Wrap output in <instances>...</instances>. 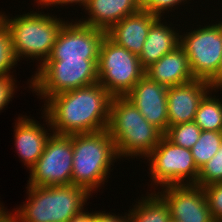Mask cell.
I'll list each match as a JSON object with an SVG mask.
<instances>
[{"mask_svg":"<svg viewBox=\"0 0 222 222\" xmlns=\"http://www.w3.org/2000/svg\"><path fill=\"white\" fill-rule=\"evenodd\" d=\"M4 207L0 209V222H11V213H8V211L3 210Z\"/></svg>","mask_w":222,"mask_h":222,"instance_id":"obj_33","label":"cell"},{"mask_svg":"<svg viewBox=\"0 0 222 222\" xmlns=\"http://www.w3.org/2000/svg\"><path fill=\"white\" fill-rule=\"evenodd\" d=\"M163 24L158 17L151 25L139 60L144 69L180 45V34Z\"/></svg>","mask_w":222,"mask_h":222,"instance_id":"obj_19","label":"cell"},{"mask_svg":"<svg viewBox=\"0 0 222 222\" xmlns=\"http://www.w3.org/2000/svg\"><path fill=\"white\" fill-rule=\"evenodd\" d=\"M147 158L150 161L151 179L155 185L163 188L170 185L196 184L199 169L190 149L177 146L163 136Z\"/></svg>","mask_w":222,"mask_h":222,"instance_id":"obj_8","label":"cell"},{"mask_svg":"<svg viewBox=\"0 0 222 222\" xmlns=\"http://www.w3.org/2000/svg\"><path fill=\"white\" fill-rule=\"evenodd\" d=\"M94 222H130L128 215L126 216H116V214L113 213H103L102 212H95L94 213Z\"/></svg>","mask_w":222,"mask_h":222,"instance_id":"obj_29","label":"cell"},{"mask_svg":"<svg viewBox=\"0 0 222 222\" xmlns=\"http://www.w3.org/2000/svg\"><path fill=\"white\" fill-rule=\"evenodd\" d=\"M201 131L194 121H190L168 127L164 136L177 146L191 149L200 138Z\"/></svg>","mask_w":222,"mask_h":222,"instance_id":"obj_23","label":"cell"},{"mask_svg":"<svg viewBox=\"0 0 222 222\" xmlns=\"http://www.w3.org/2000/svg\"><path fill=\"white\" fill-rule=\"evenodd\" d=\"M14 81L12 76L0 77V111L8 105L15 93Z\"/></svg>","mask_w":222,"mask_h":222,"instance_id":"obj_28","label":"cell"},{"mask_svg":"<svg viewBox=\"0 0 222 222\" xmlns=\"http://www.w3.org/2000/svg\"><path fill=\"white\" fill-rule=\"evenodd\" d=\"M73 135L51 134L38 161L30 168L28 186L72 184Z\"/></svg>","mask_w":222,"mask_h":222,"instance_id":"obj_9","label":"cell"},{"mask_svg":"<svg viewBox=\"0 0 222 222\" xmlns=\"http://www.w3.org/2000/svg\"><path fill=\"white\" fill-rule=\"evenodd\" d=\"M98 59L46 60L30 80V87L45 101L62 92L98 82Z\"/></svg>","mask_w":222,"mask_h":222,"instance_id":"obj_6","label":"cell"},{"mask_svg":"<svg viewBox=\"0 0 222 222\" xmlns=\"http://www.w3.org/2000/svg\"><path fill=\"white\" fill-rule=\"evenodd\" d=\"M124 97L150 124L155 125L163 133L167 131V87L144 75Z\"/></svg>","mask_w":222,"mask_h":222,"instance_id":"obj_13","label":"cell"},{"mask_svg":"<svg viewBox=\"0 0 222 222\" xmlns=\"http://www.w3.org/2000/svg\"><path fill=\"white\" fill-rule=\"evenodd\" d=\"M115 159H119V156L107 129L74 134L72 184L91 194L107 180Z\"/></svg>","mask_w":222,"mask_h":222,"instance_id":"obj_4","label":"cell"},{"mask_svg":"<svg viewBox=\"0 0 222 222\" xmlns=\"http://www.w3.org/2000/svg\"><path fill=\"white\" fill-rule=\"evenodd\" d=\"M142 197L135 208L126 214L130 222H168L170 211L166 202L157 194L151 193Z\"/></svg>","mask_w":222,"mask_h":222,"instance_id":"obj_20","label":"cell"},{"mask_svg":"<svg viewBox=\"0 0 222 222\" xmlns=\"http://www.w3.org/2000/svg\"><path fill=\"white\" fill-rule=\"evenodd\" d=\"M36 1H38V5H42L41 6V8L43 7V6H51V5H63V4H65V5H70V4H73V3H75V4H79V5H81V6H83V7H85L86 5H87V2L89 1V0H36Z\"/></svg>","mask_w":222,"mask_h":222,"instance_id":"obj_30","label":"cell"},{"mask_svg":"<svg viewBox=\"0 0 222 222\" xmlns=\"http://www.w3.org/2000/svg\"><path fill=\"white\" fill-rule=\"evenodd\" d=\"M180 46L189 59L194 78L209 82L222 60V21L180 35Z\"/></svg>","mask_w":222,"mask_h":222,"instance_id":"obj_10","label":"cell"},{"mask_svg":"<svg viewBox=\"0 0 222 222\" xmlns=\"http://www.w3.org/2000/svg\"><path fill=\"white\" fill-rule=\"evenodd\" d=\"M106 31L68 21L61 28L47 60L98 59Z\"/></svg>","mask_w":222,"mask_h":222,"instance_id":"obj_11","label":"cell"},{"mask_svg":"<svg viewBox=\"0 0 222 222\" xmlns=\"http://www.w3.org/2000/svg\"><path fill=\"white\" fill-rule=\"evenodd\" d=\"M67 222H94V212L87 213L82 211L79 214L74 215Z\"/></svg>","mask_w":222,"mask_h":222,"instance_id":"obj_31","label":"cell"},{"mask_svg":"<svg viewBox=\"0 0 222 222\" xmlns=\"http://www.w3.org/2000/svg\"><path fill=\"white\" fill-rule=\"evenodd\" d=\"M112 98L99 82L55 94L45 101L44 119L58 135L102 131L108 126Z\"/></svg>","mask_w":222,"mask_h":222,"instance_id":"obj_1","label":"cell"},{"mask_svg":"<svg viewBox=\"0 0 222 222\" xmlns=\"http://www.w3.org/2000/svg\"><path fill=\"white\" fill-rule=\"evenodd\" d=\"M208 95L200 102L194 122L202 131L222 132V100Z\"/></svg>","mask_w":222,"mask_h":222,"instance_id":"obj_21","label":"cell"},{"mask_svg":"<svg viewBox=\"0 0 222 222\" xmlns=\"http://www.w3.org/2000/svg\"><path fill=\"white\" fill-rule=\"evenodd\" d=\"M26 117H19L16 121L14 138L18 155L30 169L42 155L51 135L37 121Z\"/></svg>","mask_w":222,"mask_h":222,"instance_id":"obj_18","label":"cell"},{"mask_svg":"<svg viewBox=\"0 0 222 222\" xmlns=\"http://www.w3.org/2000/svg\"><path fill=\"white\" fill-rule=\"evenodd\" d=\"M168 222H178V221H176V220L170 218V219L168 220Z\"/></svg>","mask_w":222,"mask_h":222,"instance_id":"obj_34","label":"cell"},{"mask_svg":"<svg viewBox=\"0 0 222 222\" xmlns=\"http://www.w3.org/2000/svg\"><path fill=\"white\" fill-rule=\"evenodd\" d=\"M210 86L216 92V89L222 88V60L217 74L209 81Z\"/></svg>","mask_w":222,"mask_h":222,"instance_id":"obj_32","label":"cell"},{"mask_svg":"<svg viewBox=\"0 0 222 222\" xmlns=\"http://www.w3.org/2000/svg\"><path fill=\"white\" fill-rule=\"evenodd\" d=\"M187 0H141L142 10L161 17L165 11H169L175 5Z\"/></svg>","mask_w":222,"mask_h":222,"instance_id":"obj_27","label":"cell"},{"mask_svg":"<svg viewBox=\"0 0 222 222\" xmlns=\"http://www.w3.org/2000/svg\"><path fill=\"white\" fill-rule=\"evenodd\" d=\"M18 59L13 50L12 35L5 24L0 18V77L12 76L10 69L17 65Z\"/></svg>","mask_w":222,"mask_h":222,"instance_id":"obj_24","label":"cell"},{"mask_svg":"<svg viewBox=\"0 0 222 222\" xmlns=\"http://www.w3.org/2000/svg\"><path fill=\"white\" fill-rule=\"evenodd\" d=\"M89 17L82 24L108 31L125 17L142 10L141 0H89L84 7Z\"/></svg>","mask_w":222,"mask_h":222,"instance_id":"obj_17","label":"cell"},{"mask_svg":"<svg viewBox=\"0 0 222 222\" xmlns=\"http://www.w3.org/2000/svg\"><path fill=\"white\" fill-rule=\"evenodd\" d=\"M43 13V14H42ZM22 14L9 19L4 13L0 18L8 26L13 50L18 61L20 58H40V67L51 55L57 36L66 23L65 21L44 14V12Z\"/></svg>","mask_w":222,"mask_h":222,"instance_id":"obj_5","label":"cell"},{"mask_svg":"<svg viewBox=\"0 0 222 222\" xmlns=\"http://www.w3.org/2000/svg\"><path fill=\"white\" fill-rule=\"evenodd\" d=\"M214 222H222V182L202 187Z\"/></svg>","mask_w":222,"mask_h":222,"instance_id":"obj_26","label":"cell"},{"mask_svg":"<svg viewBox=\"0 0 222 222\" xmlns=\"http://www.w3.org/2000/svg\"><path fill=\"white\" fill-rule=\"evenodd\" d=\"M222 145V132L201 131L200 138L190 149L198 169L207 163Z\"/></svg>","mask_w":222,"mask_h":222,"instance_id":"obj_22","label":"cell"},{"mask_svg":"<svg viewBox=\"0 0 222 222\" xmlns=\"http://www.w3.org/2000/svg\"><path fill=\"white\" fill-rule=\"evenodd\" d=\"M98 82L112 97H124L145 75L139 57L105 35L97 63Z\"/></svg>","mask_w":222,"mask_h":222,"instance_id":"obj_7","label":"cell"},{"mask_svg":"<svg viewBox=\"0 0 222 222\" xmlns=\"http://www.w3.org/2000/svg\"><path fill=\"white\" fill-rule=\"evenodd\" d=\"M163 188L157 194L160 193L159 196L168 205L170 218L178 222H214L201 186L185 184Z\"/></svg>","mask_w":222,"mask_h":222,"instance_id":"obj_12","label":"cell"},{"mask_svg":"<svg viewBox=\"0 0 222 222\" xmlns=\"http://www.w3.org/2000/svg\"><path fill=\"white\" fill-rule=\"evenodd\" d=\"M211 91L213 92L210 83L200 79L168 87L167 110L169 127L194 121L200 102L207 94L212 95Z\"/></svg>","mask_w":222,"mask_h":222,"instance_id":"obj_14","label":"cell"},{"mask_svg":"<svg viewBox=\"0 0 222 222\" xmlns=\"http://www.w3.org/2000/svg\"><path fill=\"white\" fill-rule=\"evenodd\" d=\"M158 16L145 10L125 17L114 24L106 35L117 45L139 56L152 23Z\"/></svg>","mask_w":222,"mask_h":222,"instance_id":"obj_15","label":"cell"},{"mask_svg":"<svg viewBox=\"0 0 222 222\" xmlns=\"http://www.w3.org/2000/svg\"><path fill=\"white\" fill-rule=\"evenodd\" d=\"M28 201L11 213V222H67L84 211L91 194L74 184L28 186Z\"/></svg>","mask_w":222,"mask_h":222,"instance_id":"obj_3","label":"cell"},{"mask_svg":"<svg viewBox=\"0 0 222 222\" xmlns=\"http://www.w3.org/2000/svg\"><path fill=\"white\" fill-rule=\"evenodd\" d=\"M107 131L115 142L119 158L141 155L146 159L164 136L125 97L112 98Z\"/></svg>","mask_w":222,"mask_h":222,"instance_id":"obj_2","label":"cell"},{"mask_svg":"<svg viewBox=\"0 0 222 222\" xmlns=\"http://www.w3.org/2000/svg\"><path fill=\"white\" fill-rule=\"evenodd\" d=\"M145 75L165 87H173L194 80L189 59L179 45L145 69Z\"/></svg>","mask_w":222,"mask_h":222,"instance_id":"obj_16","label":"cell"},{"mask_svg":"<svg viewBox=\"0 0 222 222\" xmlns=\"http://www.w3.org/2000/svg\"><path fill=\"white\" fill-rule=\"evenodd\" d=\"M218 182H222V145L216 154L199 169L195 185L204 187Z\"/></svg>","mask_w":222,"mask_h":222,"instance_id":"obj_25","label":"cell"}]
</instances>
